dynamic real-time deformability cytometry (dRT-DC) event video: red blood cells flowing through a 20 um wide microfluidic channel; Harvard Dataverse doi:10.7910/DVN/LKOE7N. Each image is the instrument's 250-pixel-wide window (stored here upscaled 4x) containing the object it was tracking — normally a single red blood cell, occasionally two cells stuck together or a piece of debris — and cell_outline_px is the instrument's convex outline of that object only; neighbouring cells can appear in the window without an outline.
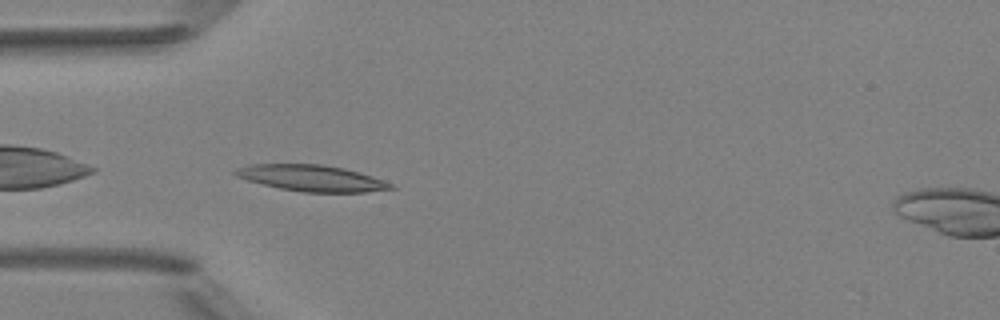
{"species": "Egyptian fruit bat (a non-hibernating species)", "species_latin": "Rousettus aegyptiacus", "temperature_condition": "room temperature", "stored_images_in_passage": 5, "camera_frame_rate_fps": 3000, "um_per_image_px": 0.085, "animal": {"sex": "female"}, "frame": {"image": 1, "passage_image": 4, "time_ms": 4.0, "image_size_px": [1000, 320], "cell_outline_px": [[396, 188], [364, 192], [304, 192], [280, 188], [248, 180], [236, 176], [232, 172], [236, 168], [248, 164], [324, 164], [344, 168], [360, 172], [372, 176], [392, 184]], "centroid_in_image_um": [26.48, 15.13], "position_along_channel_um": 58.5, "area_um2": 23.64}}